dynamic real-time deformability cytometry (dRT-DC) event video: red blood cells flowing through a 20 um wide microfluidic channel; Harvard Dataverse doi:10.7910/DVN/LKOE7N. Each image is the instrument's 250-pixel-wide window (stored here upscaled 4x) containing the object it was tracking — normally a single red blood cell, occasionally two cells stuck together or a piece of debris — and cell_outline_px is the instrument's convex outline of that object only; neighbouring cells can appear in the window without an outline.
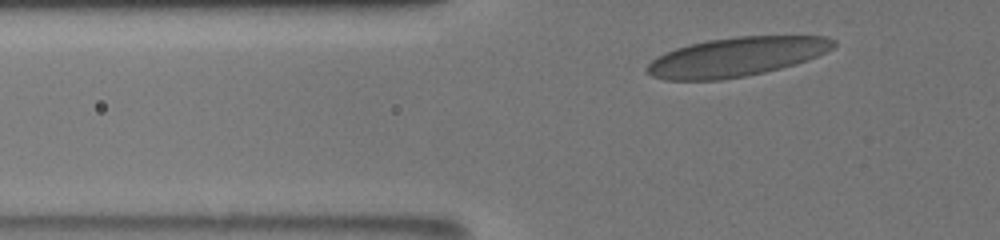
{"species": "human", "species_latin": "Homo sapiens", "temperature_condition": "room temperature", "stored_images_in_passage": 34, "camera_frame_rate_fps": 3000, "um_per_image_px": 0.085, "donor": {"sex": "male"}, "frame": {"image": 1, "passage_image": 5, "time_ms": 1.333, "image_size_px": [1000, 240], "cell_outline_px": [[836, 44], [832, 48], [816, 56], [780, 68], [764, 72], [744, 76], [720, 80], [664, 80], [652, 76], [644, 68], [652, 60], [664, 52], [676, 48], [708, 40], [736, 36], [828, 36], [836, 40]], "centroid_in_image_um": [62.56, 4.83], "position_along_channel_um": 63.2, "area_um2": 42.19}}
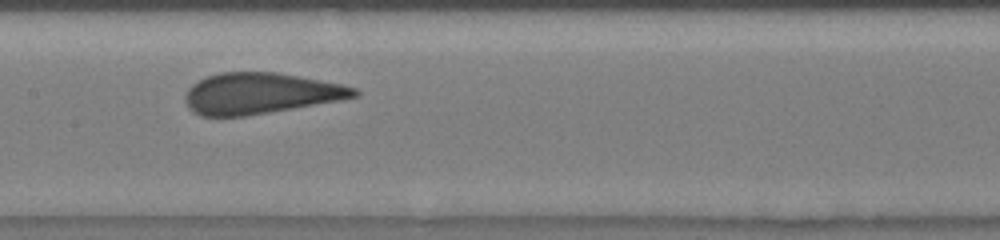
{"frame": {"image": 2, "passage_image": 15, "time_ms": 5.0, "image_size_px": [1000, 240], "cell_outline_px": [[360, 92], [356, 96], [336, 100], [292, 108], [244, 116], [200, 116], [192, 112], [188, 108], [184, 100], [184, 96], [188, 88], [192, 84], [208, 76], [220, 72], [276, 72], [340, 84], [356, 88]], "centroid_in_image_um": [22.04, 7.94], "position_along_channel_um": 185.4, "area_um2": 39.88}}
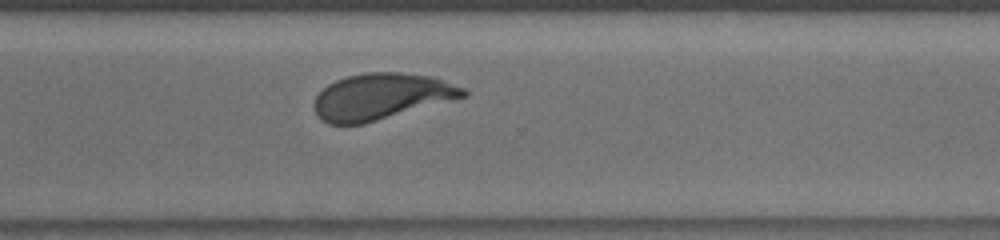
{"frame": {"image": 3, "passage_image": 27, "time_ms": 9.0, "image_size_px": [1000, 240], "cell_outline_px": [[468, 96], [364, 124], [328, 124], [316, 112], [312, 104], [316, 96], [328, 84], [336, 80], [348, 76], [368, 72], [400, 72], [428, 76], [464, 88], [468, 92]], "centroid_in_image_um": [32.4, 8.21], "position_along_channel_um": 338.2, "area_um2": 39.82}, "authors_computed_cell_mechanics": {"area_um2": 40.7201, "velocity_mm_per_s": 3.8341, "shape_relaxation_time_tau1_ms": 5.365, "shape_relaxation_time_tau2_ms": null, "deformation_change_tau1": 0.1472, "deformation_change_tau2": null}}